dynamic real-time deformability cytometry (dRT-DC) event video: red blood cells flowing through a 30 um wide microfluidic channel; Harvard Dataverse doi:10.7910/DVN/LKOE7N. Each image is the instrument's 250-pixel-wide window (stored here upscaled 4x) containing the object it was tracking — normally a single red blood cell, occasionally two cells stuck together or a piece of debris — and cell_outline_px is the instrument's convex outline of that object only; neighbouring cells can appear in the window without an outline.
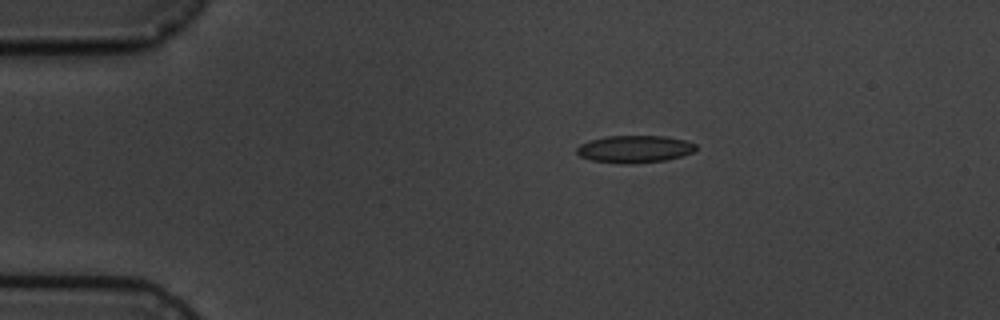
{"species": "common noctule bat (a hibernating species)", "species_latin": "Nyctalus noctula", "temperature_condition": "cold", "stored_images_in_passage": 3, "camera_frame_rate_fps": 3000, "um_per_image_px": 0.085, "animal": {"sex": "male", "body_mass_g": 19.5, "forearm_length_mm": 54.6}, "frame": {"image": 1, "passage_image": 2, "time_ms": 1.333, "image_size_px": [1000, 320], "cell_outline_px": [[696, 148], [692, 152], [668, 160], [632, 164], [620, 164], [592, 160], [580, 156], [576, 152], [576, 148], [580, 144], [588, 140], [604, 136], [664, 136], [684, 140], [696, 144]], "centroid_in_image_um": [53.9, 12.67], "position_along_channel_um": 31.1, "area_um2": 19.07}}